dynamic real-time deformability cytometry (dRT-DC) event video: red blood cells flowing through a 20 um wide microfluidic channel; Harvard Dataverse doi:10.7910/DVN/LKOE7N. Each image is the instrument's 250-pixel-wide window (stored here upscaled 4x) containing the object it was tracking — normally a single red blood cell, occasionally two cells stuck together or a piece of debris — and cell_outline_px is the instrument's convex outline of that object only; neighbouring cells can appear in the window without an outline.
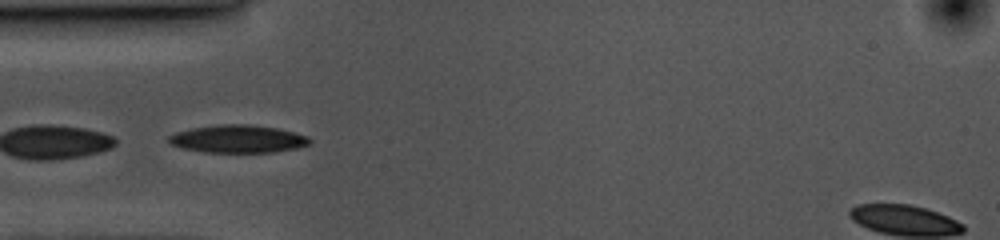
{"species": "common noctule bat (a hibernating species)", "species_latin": "Nyctalus noctula", "temperature_condition": "cold", "stored_images_in_passage": 6, "camera_frame_rate_fps": 3000, "um_per_image_px": 0.085, "animal": {"sex": "female", "body_mass_g": 10.0, "forearm_length_mm": 53.1}, "frame": {"image": 1, "passage_image": 3, "time_ms": 0.667, "image_size_px": [1000, 240], "cell_outline_px": [[312, 140], [308, 144], [296, 148], [272, 152], [204, 152], [180, 148], [168, 144], [168, 136], [176, 132], [192, 128], [220, 124], [248, 124], [276, 128], [308, 136]], "centroid_in_image_um": [20.17, 11.81], "position_along_channel_um": 64.8, "area_um2": 22.77}}